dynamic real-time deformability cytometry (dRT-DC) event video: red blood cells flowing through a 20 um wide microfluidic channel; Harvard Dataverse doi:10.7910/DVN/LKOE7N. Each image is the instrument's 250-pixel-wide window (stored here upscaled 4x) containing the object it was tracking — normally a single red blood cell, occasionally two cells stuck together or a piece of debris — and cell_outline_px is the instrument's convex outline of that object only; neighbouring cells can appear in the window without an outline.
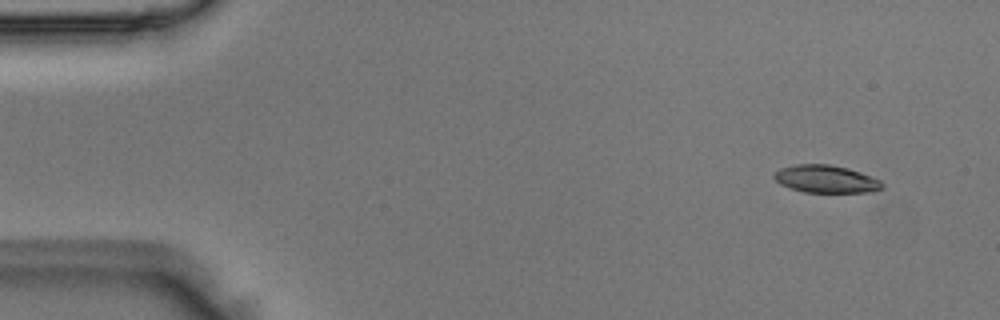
{"species": "Egyptian fruit bat (a non-hibernating species)", "species_latin": "Rousettus aegyptiacus", "temperature_condition": "room temperature", "stored_images_in_passage": 13, "camera_frame_rate_fps": 3000, "um_per_image_px": 0.085, "animal": {"sex": "male"}, "frame": {"image": 1, "passage_image": 3, "time_ms": 0.667, "image_size_px": [1000, 320], "cell_outline_px": [[884, 188], [872, 192], [804, 192], [788, 188], [780, 184], [772, 176], [780, 168], [796, 164], [828, 164], [848, 168], [860, 172], [880, 180], [884, 184]], "centroid_in_image_um": [70.21, 15.22], "position_along_channel_um": 14.8, "area_um2": 17.46}}